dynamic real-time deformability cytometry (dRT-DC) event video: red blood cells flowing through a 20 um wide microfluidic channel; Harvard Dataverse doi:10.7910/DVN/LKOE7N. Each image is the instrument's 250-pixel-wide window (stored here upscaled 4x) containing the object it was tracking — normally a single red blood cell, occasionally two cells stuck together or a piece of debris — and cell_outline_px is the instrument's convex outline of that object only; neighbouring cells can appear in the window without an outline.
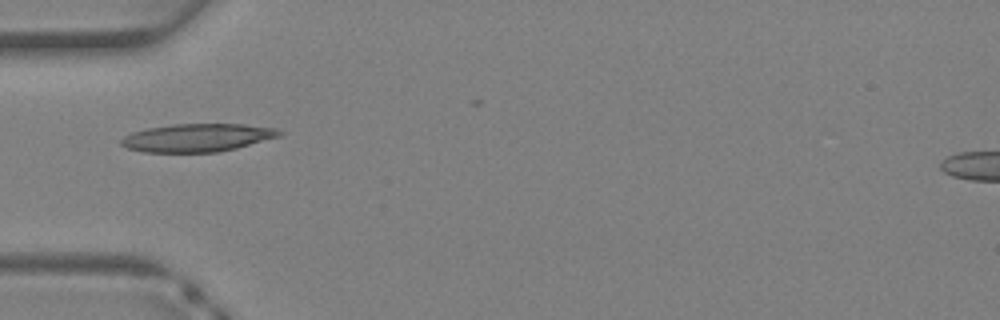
{"species": "Egyptian fruit bat (a non-hibernating species)", "species_latin": "Rousettus aegyptiacus", "temperature_condition": "warm", "stored_images_in_passage": 23, "camera_frame_rate_fps": 3000, "um_per_image_px": 0.085, "animal": {"sex": "female"}, "frame": {"image": 1, "passage_image": 1, "time_ms": 0.0, "image_size_px": [1000, 320], "cell_outline_px": [[284, 132], [280, 136], [236, 148], [220, 152], [144, 152], [128, 148], [120, 144], [120, 140], [124, 136], [132, 132], [148, 128], [172, 124], [244, 124], [276, 128]], "centroid_in_image_um": [16.78, 11.7], "position_along_channel_um": 68.2, "area_um2": 25.84}}
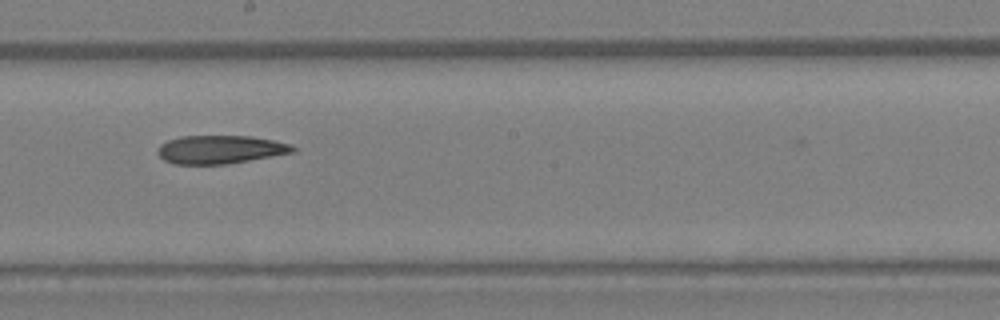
{"frame": {"image": 2, "passage_image": 10, "time_ms": 3.0, "image_size_px": [1000, 320], "cell_outline_px": [[296, 152], [224, 164], [172, 164], [164, 160], [156, 152], [156, 148], [160, 144], [168, 140], [180, 136], [252, 136], [276, 140], [292, 144], [296, 148]], "centroid_in_image_um": [18.72, 12.7], "position_along_channel_um": 229.5, "area_um2": 22.48}}
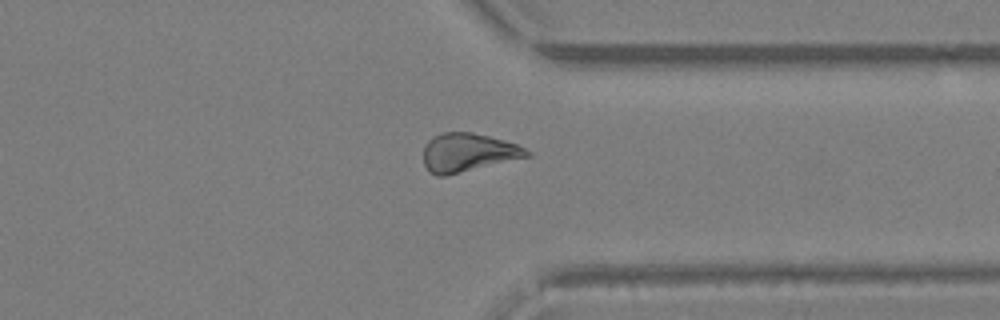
{"frame": {"image": 3, "passage_image": 18, "time_ms": 5.667, "image_size_px": [1000, 320], "cell_outline_px": [[532, 156], [444, 176], [436, 176], [424, 164], [424, 148], [428, 140], [432, 136], [440, 132], [472, 132], [504, 140], [516, 144], [532, 152]], "centroid_in_image_um": [39.79, 12.95], "position_along_channel_um": 371.6, "area_um2": 23.18}}